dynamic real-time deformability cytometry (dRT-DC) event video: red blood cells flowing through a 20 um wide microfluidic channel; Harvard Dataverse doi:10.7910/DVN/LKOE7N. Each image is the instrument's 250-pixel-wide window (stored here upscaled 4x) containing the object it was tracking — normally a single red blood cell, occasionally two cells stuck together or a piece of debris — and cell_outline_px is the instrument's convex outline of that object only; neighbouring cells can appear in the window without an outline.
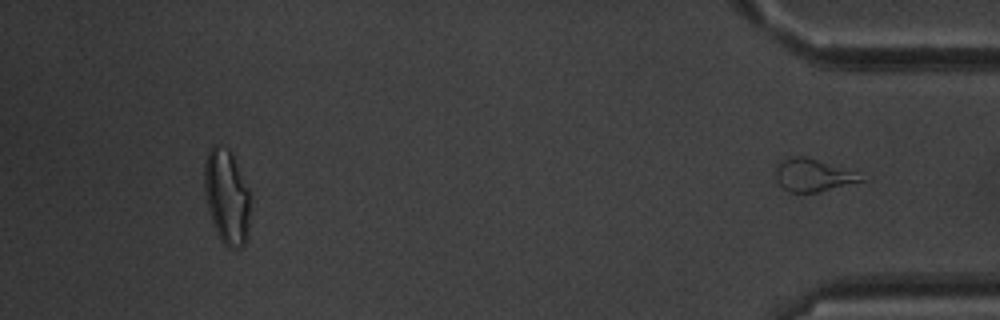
{"species": "common noctule bat (a hibernating species)", "species_latin": "Nyctalus noctula", "temperature_condition": "warm", "stored_images_in_passage": 34, "segment_of_instrument_passage": [2, 2], "camera_frame_rate_fps": 3000, "um_per_image_px": 0.085, "animal": {"sex": "male", "body_mass_g": 20.1, "forearm_length_mm": 53.5}, "frame": {"image": 1, "passage_image": 34, "time_ms": 11.0, "image_size_px": [1000, 320], "cell_outline_px": [[868, 180], [820, 192], [788, 192], [776, 180], [776, 164], [780, 160], [792, 156], [804, 156], [852, 172]], "centroid_in_image_um": [69.05, 14.91], "position_along_channel_um": 366.2, "area_um2": 15.9}}